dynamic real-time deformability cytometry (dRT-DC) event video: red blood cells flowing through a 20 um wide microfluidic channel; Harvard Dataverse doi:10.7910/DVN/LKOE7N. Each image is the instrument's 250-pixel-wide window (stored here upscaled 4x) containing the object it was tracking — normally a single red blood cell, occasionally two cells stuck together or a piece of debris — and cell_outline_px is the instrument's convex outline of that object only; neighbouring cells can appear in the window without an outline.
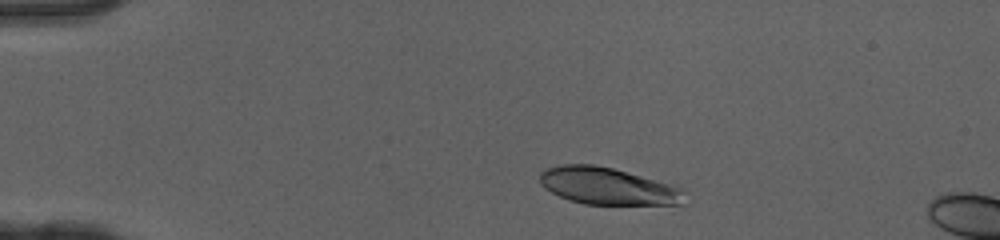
{"species": "human", "species_latin": "Homo sapiens", "temperature_condition": "cold", "stored_images_in_passage": 11, "camera_frame_rate_fps": 3000, "um_per_image_px": 0.085, "donor": {"sex": "female"}, "frame": {"image": 1, "passage_image": 5, "time_ms": 1.333, "image_size_px": [1000, 240], "cell_outline_px": [[684, 204], [584, 204], [568, 200], [544, 188], [540, 184], [540, 172], [548, 168], [560, 164], [592, 164], [612, 168], [680, 188]], "centroid_in_image_um": [51.54, 15.82], "position_along_channel_um": 33.5, "area_um2": 30.52}}